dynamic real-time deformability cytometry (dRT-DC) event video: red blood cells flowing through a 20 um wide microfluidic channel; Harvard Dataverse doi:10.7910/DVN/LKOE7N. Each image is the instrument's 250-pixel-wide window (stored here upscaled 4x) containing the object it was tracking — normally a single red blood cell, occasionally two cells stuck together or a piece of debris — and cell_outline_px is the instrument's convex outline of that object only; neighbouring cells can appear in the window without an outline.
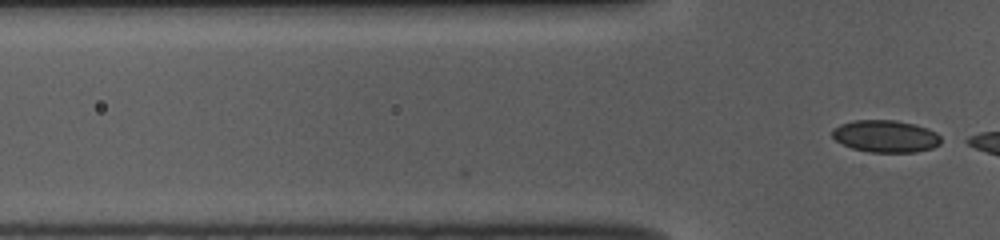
{"species": "common noctule bat (a hibernating species)", "species_latin": "Nyctalus noctula", "temperature_condition": "room temperature", "stored_images_in_passage": 9, "camera_frame_rate_fps": 3000, "um_per_image_px": 0.085, "animal": {"sex": "female", "body_mass_g": 10.0, "forearm_length_mm": 53.1}, "frame": {"image": 1, "passage_image": 9, "time_ms": 2.667, "image_size_px": [1000, 240], "cell_outline_px": [[940, 144], [932, 148], [916, 152], [868, 152], [852, 148], [836, 140], [832, 136], [832, 128], [840, 124], [852, 120], [896, 120], [928, 128], [936, 132], [940, 136]], "centroid_in_image_um": [75.26, 11.58], "position_along_channel_um": 50.5, "area_um2": 20.4}}